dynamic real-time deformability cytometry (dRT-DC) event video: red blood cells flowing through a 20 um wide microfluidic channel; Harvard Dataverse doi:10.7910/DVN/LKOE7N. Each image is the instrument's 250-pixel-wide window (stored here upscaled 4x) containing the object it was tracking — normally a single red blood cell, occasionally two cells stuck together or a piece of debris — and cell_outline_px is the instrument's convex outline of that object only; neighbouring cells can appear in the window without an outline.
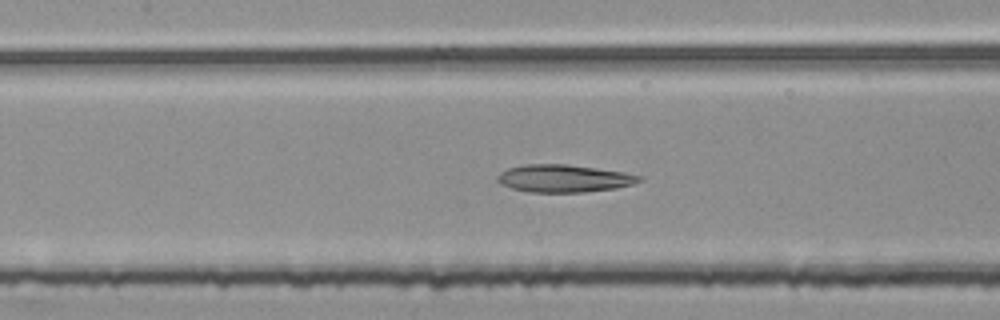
{"species": "common noctule bat (a hibernating species)", "species_latin": "Nyctalus noctula", "temperature_condition": "room temperature", "stored_images_in_passage": 43, "camera_frame_rate_fps": 3000, "um_per_image_px": 0.085, "animal": {"sex": "female", "body_mass_g": 25.1}, "frame": {"image": 1, "passage_image": 15, "time_ms": 4.667, "image_size_px": [1000, 320], "cell_outline_px": [[644, 180], [632, 184], [616, 188], [584, 192], [528, 192], [512, 188], [500, 184], [496, 180], [500, 172], [508, 168], [524, 164], [564, 164], [624, 172], [644, 176]], "centroid_in_image_um": [47.93, 15.17], "position_along_channel_um": 159.5, "area_um2": 22.77}}
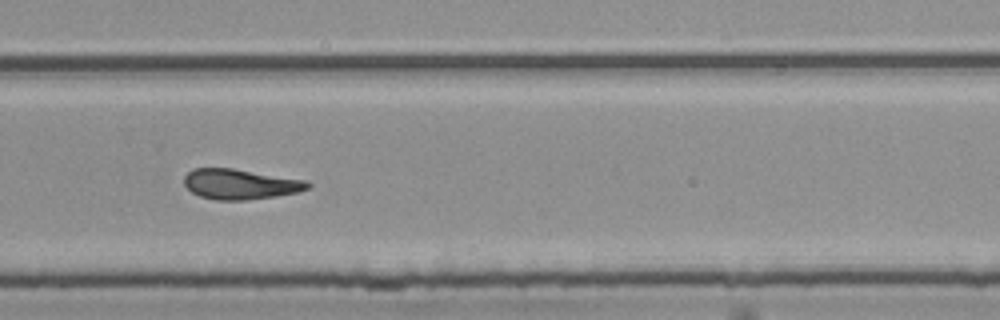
{"frame": {"image": 2, "passage_image": 27, "time_ms": 8.667, "image_size_px": [1000, 320], "cell_outline_px": [[312, 184], [308, 188], [296, 192], [276, 196], [248, 200], [216, 200], [200, 196], [192, 192], [184, 184], [184, 176], [192, 168], [232, 168], [308, 180]], "centroid_in_image_um": [20.42, 15.65], "position_along_channel_um": 309.4, "area_um2": 21.85}}
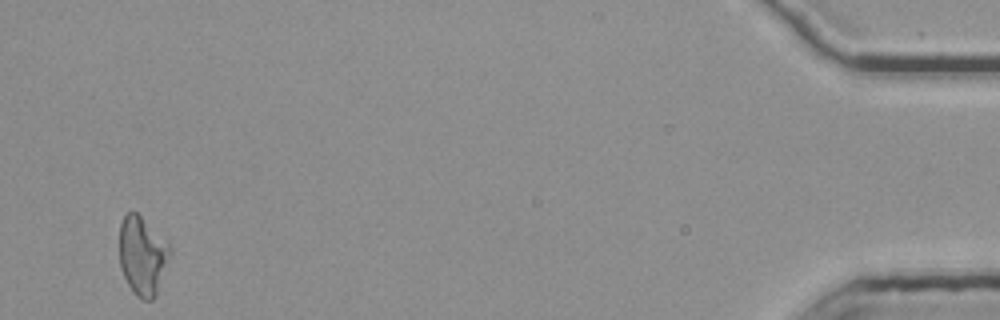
{"frame": {"image": 3, "passage_image": 43, "time_ms": 14.0, "image_size_px": [1000, 320], "cell_outline_px": [[172, 248], [156, 296], [152, 300], [144, 300], [136, 296], [132, 292], [120, 268], [120, 224], [124, 216], [132, 208]], "centroid_in_image_um": [12.09, 21.76], "position_along_channel_um": 423.1, "area_um2": 22.89}, "authors_computed_cell_mechanics": {"area_um2": 22.4842, "velocity_mm_per_s": 3.7644, "shape_relaxation_time_tau1_ms": null, "shape_relaxation_time_tau2_ms": 5.0659, "deformation_change_tau1": null, "deformation_change_tau2": 0.1553}}